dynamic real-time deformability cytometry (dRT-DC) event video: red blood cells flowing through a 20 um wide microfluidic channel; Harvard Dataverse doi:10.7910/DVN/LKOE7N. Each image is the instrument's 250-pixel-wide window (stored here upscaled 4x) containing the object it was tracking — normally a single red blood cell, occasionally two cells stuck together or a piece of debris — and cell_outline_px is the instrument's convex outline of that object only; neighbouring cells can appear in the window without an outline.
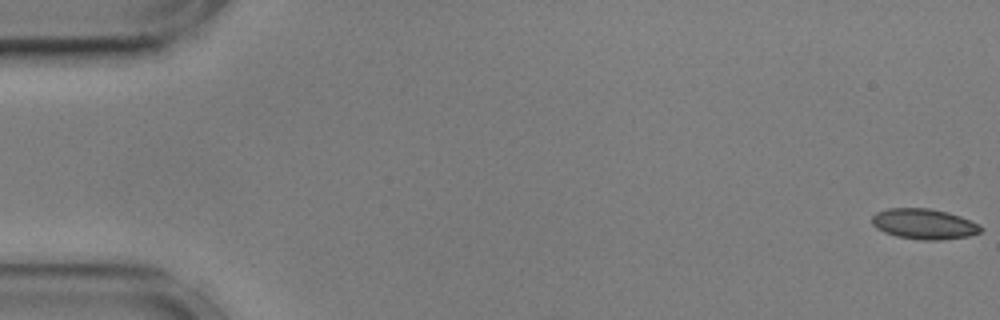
{"species": "common noctule bat (a hibernating species)", "species_latin": "Nyctalus noctula", "temperature_condition": "cold", "stored_images_in_passage": 56, "camera_frame_rate_fps": 3000, "um_per_image_px": 0.085, "animal": {"sex": "male", "body_mass_g": 17.9, "forearm_length_mm": 54.2}, "frame": {"image": 1, "passage_image": 1, "time_ms": 0.0, "image_size_px": [1000, 320], "cell_outline_px": [[984, 228], [980, 232], [968, 236], [940, 240], [924, 240], [896, 236], [884, 232], [876, 228], [872, 224], [872, 216], [876, 212], [888, 208], [928, 208], [948, 212], [960, 216], [980, 224]], "centroid_in_image_um": [78.55, 19.03], "position_along_channel_um": 6.5, "area_um2": 19.36}}
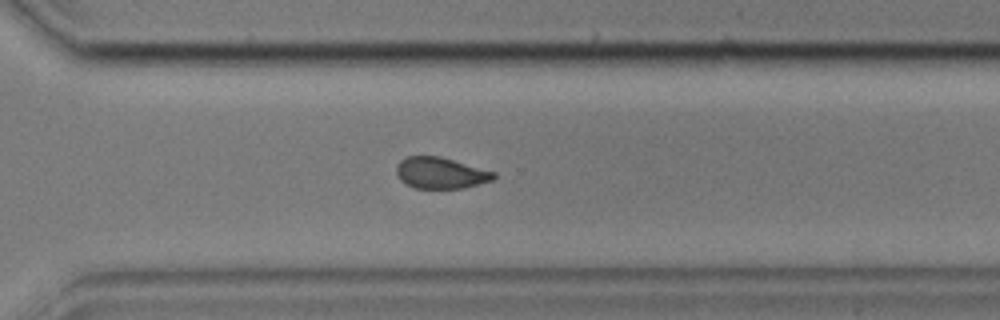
{"frame": {"image": 2, "passage_image": 40, "time_ms": 13.0, "image_size_px": [1000, 320], "cell_outline_px": [[496, 176], [492, 180], [464, 188], [416, 188], [400, 180], [396, 172], [396, 164], [404, 156], [440, 156], [496, 172]], "centroid_in_image_um": [37.44, 14.69], "position_along_channel_um": 333.2, "area_um2": 17.74}}
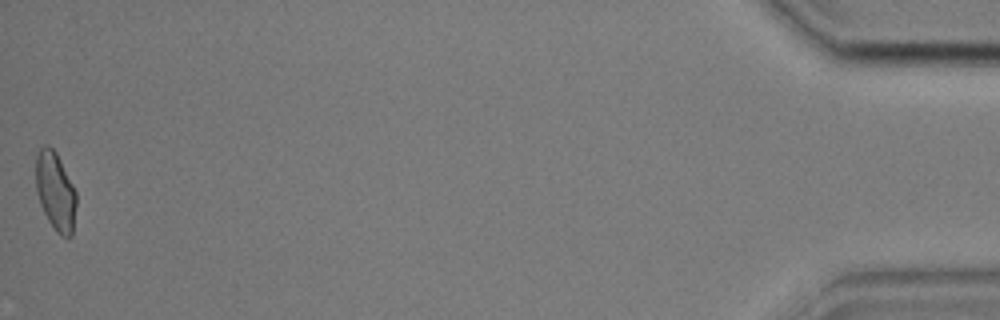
{"frame": {"image": 3, "passage_image": 56, "time_ms": 18.333, "image_size_px": [1000, 320], "cell_outline_px": [[76, 204], [72, 236], [60, 236], [56, 232], [48, 220], [40, 204], [36, 192], [36, 152], [44, 144], [48, 144], [56, 152], [76, 192]], "centroid_in_image_um": [4.69, 16.25], "position_along_channel_um": 430.5, "area_um2": 18.5}, "authors_computed_cell_mechanics": {"area_um2": 18.7561, "velocity_mm_per_s": 3.6011, "shape_relaxation_time_tau1_ms": null, "shape_relaxation_time_tau2_ms": 1.424, "deformation_change_tau1": null, "deformation_change_tau2": 0.0519}}